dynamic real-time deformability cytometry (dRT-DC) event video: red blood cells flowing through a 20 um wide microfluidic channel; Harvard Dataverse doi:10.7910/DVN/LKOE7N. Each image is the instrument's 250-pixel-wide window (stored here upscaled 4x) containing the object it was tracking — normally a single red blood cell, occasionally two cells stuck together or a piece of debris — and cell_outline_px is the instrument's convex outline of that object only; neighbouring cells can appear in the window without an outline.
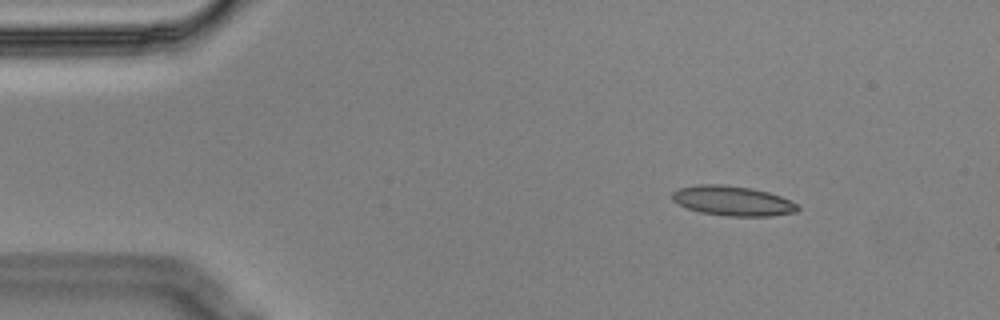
{"species": "Egyptian fruit bat (a non-hibernating species)", "species_latin": "Rousettus aegyptiacus", "temperature_condition": "cold", "stored_images_in_passage": 3, "camera_frame_rate_fps": 3000, "um_per_image_px": 0.085, "animal": {"sex": "male"}, "frame": {"image": 1, "passage_image": 1, "time_ms": 0.0, "image_size_px": [1000, 320], "cell_outline_px": [[800, 208], [796, 212], [772, 216], [728, 216], [700, 212], [688, 208], [672, 200], [672, 192], [680, 188], [696, 184], [720, 184], [752, 188], [768, 192], [780, 196], [796, 204]], "centroid_in_image_um": [62.27, 17.07], "position_along_channel_um": 22.7, "area_um2": 21.68}}